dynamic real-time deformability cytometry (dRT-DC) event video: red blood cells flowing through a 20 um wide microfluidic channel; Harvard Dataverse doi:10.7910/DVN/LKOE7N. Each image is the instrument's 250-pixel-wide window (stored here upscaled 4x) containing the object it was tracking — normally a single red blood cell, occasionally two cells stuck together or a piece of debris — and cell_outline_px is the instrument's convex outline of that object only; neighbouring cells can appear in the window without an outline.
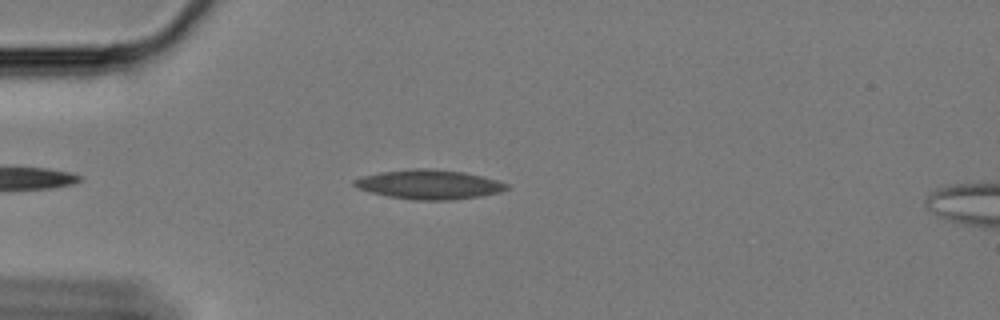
{"species": "Egyptian fruit bat (a non-hibernating species)", "species_latin": "Rousettus aegyptiacus", "temperature_condition": "cold", "stored_images_in_passage": 6, "camera_frame_rate_fps": 3000, "um_per_image_px": 0.085, "animal": {"sex": "female"}, "frame": {"image": 1, "passage_image": 1, "time_ms": 0.0, "image_size_px": [1000, 320], "cell_outline_px": [[508, 188], [500, 192], [480, 196], [452, 200], [412, 200], [388, 196], [356, 188], [352, 184], [352, 180], [360, 176], [380, 172], [416, 168], [424, 168], [464, 172], [484, 176], [508, 184]], "centroid_in_image_um": [36.44, 15.68], "position_along_channel_um": 48.6, "area_um2": 26.13}}